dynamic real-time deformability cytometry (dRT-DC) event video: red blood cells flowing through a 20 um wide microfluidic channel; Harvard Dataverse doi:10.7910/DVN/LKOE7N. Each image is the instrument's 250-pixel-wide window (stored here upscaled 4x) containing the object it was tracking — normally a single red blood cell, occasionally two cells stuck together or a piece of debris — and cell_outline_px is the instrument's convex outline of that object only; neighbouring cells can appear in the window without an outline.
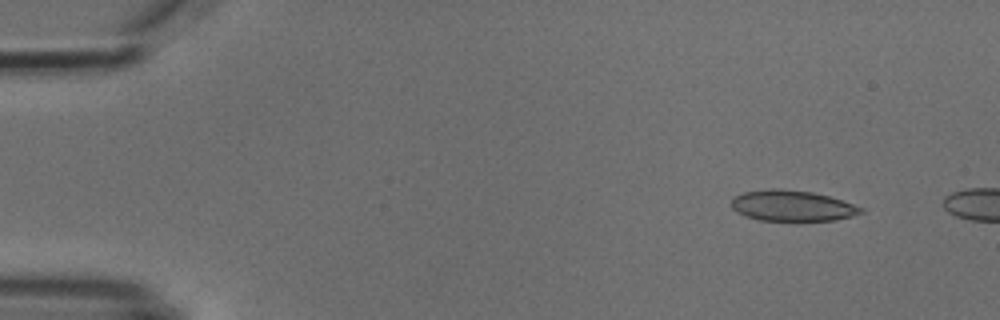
{"species": "common noctule bat (a hibernating species)", "species_latin": "Nyctalus noctula", "temperature_condition": "cold", "stored_images_in_passage": 4, "camera_frame_rate_fps": 3000, "um_per_image_px": 0.085, "animal": {"sex": "male", "body_mass_g": 18.8}, "frame": {"image": 1, "passage_image": 2, "time_ms": 1.333, "image_size_px": [1000, 320], "cell_outline_px": [[864, 212], [852, 216], [836, 220], [760, 220], [736, 212], [732, 208], [732, 200], [736, 196], [744, 192], [772, 188], [776, 188], [812, 192], [828, 196], [864, 208]], "centroid_in_image_um": [67.34, 17.48], "position_along_channel_um": 17.7, "area_um2": 22.89}}